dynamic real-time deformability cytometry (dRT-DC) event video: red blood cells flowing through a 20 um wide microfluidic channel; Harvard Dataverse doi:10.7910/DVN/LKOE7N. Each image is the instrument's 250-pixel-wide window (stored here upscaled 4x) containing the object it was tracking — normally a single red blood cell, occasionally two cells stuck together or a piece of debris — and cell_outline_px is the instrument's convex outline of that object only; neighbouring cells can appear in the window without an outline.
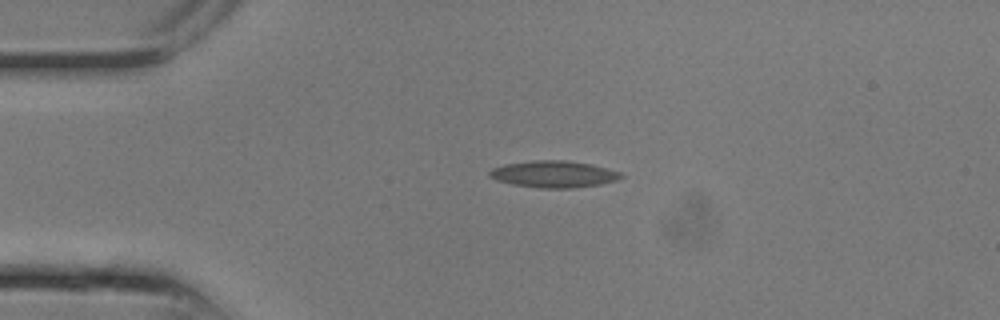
{"species": "common noctule bat (a hibernating species)", "species_latin": "Nyctalus noctula", "temperature_condition": "room temperature", "stored_images_in_passage": 9, "camera_frame_rate_fps": 3000, "um_per_image_px": 0.085, "animal": {"sex": "male", "body_mass_g": 13.3}, "frame": {"image": 1, "passage_image": 6, "time_ms": 1.667, "image_size_px": [1000, 320], "cell_outline_px": [[616, 176], [608, 180], [592, 184], [520, 184], [504, 180], [492, 176], [492, 172], [496, 168], [512, 164], [584, 164], [600, 168], [612, 172]], "centroid_in_image_um": [46.96, 14.79], "position_along_channel_um": 38.0, "area_um2": 15.14}}
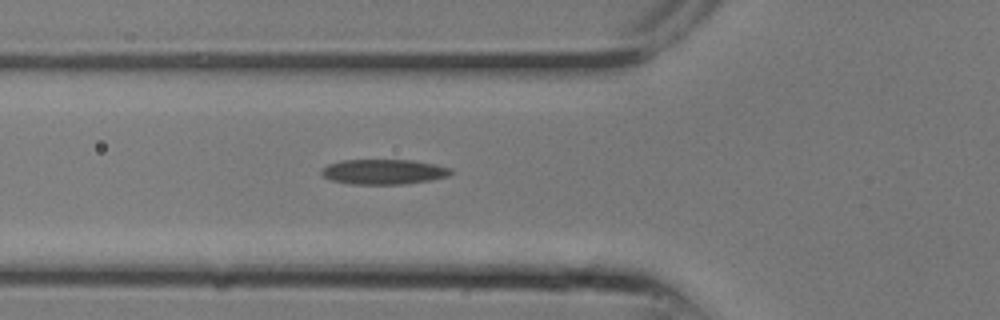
{"frame": {"image": 2, "passage_image": 9, "time_ms": 2.667, "image_size_px": [1000, 320], "cell_outline_px": [[448, 172], [440, 176], [420, 180], [384, 184], [368, 184], [340, 180], [328, 176], [324, 172], [324, 168], [332, 164], [352, 160], [400, 160], [424, 164], [444, 168]], "centroid_in_image_um": [32.49, 14.57], "position_along_channel_um": 93.3, "area_um2": 16.18}}